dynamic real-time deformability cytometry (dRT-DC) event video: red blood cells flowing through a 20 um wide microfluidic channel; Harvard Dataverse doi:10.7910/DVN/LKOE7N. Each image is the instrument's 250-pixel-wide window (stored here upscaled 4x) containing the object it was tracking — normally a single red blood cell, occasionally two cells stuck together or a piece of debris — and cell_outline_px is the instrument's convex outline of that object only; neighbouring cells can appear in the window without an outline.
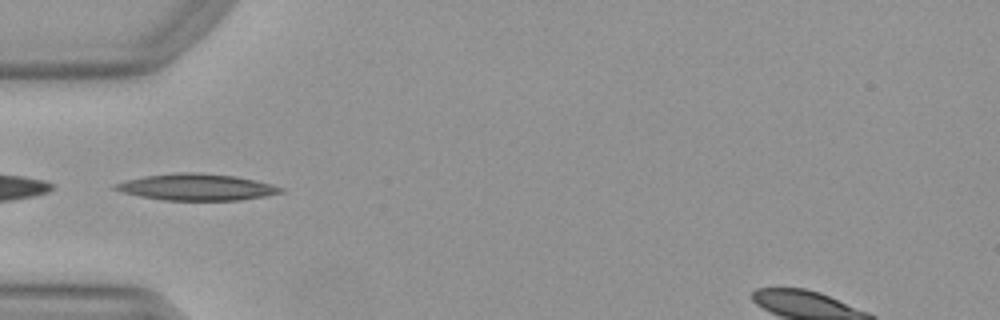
{"species": "Egyptian fruit bat (a non-hibernating species)", "species_latin": "Rousettus aegyptiacus", "temperature_condition": "warm", "stored_images_in_passage": 19, "camera_frame_rate_fps": 3000, "um_per_image_px": 0.085, "animal": {"sex": "female"}, "frame": {"image": 1, "passage_image": 1, "time_ms": 0.0, "image_size_px": [1000, 320], "cell_outline_px": [[284, 192], [264, 196], [240, 200], [164, 200], [140, 196], [124, 192], [112, 188], [116, 184], [128, 180], [144, 176], [176, 172], [196, 172], [236, 176], [256, 180], [284, 188]], "centroid_in_image_um": [16.75, 15.9], "position_along_channel_um": 68.3, "area_um2": 25.37}}
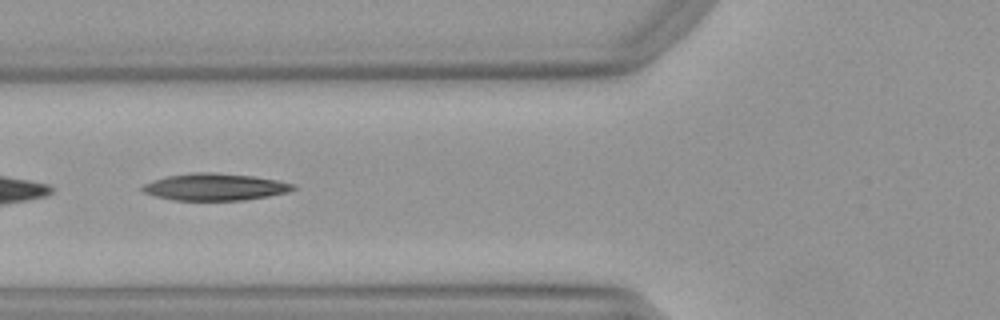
{"frame": {"image": 2, "passage_image": 4, "time_ms": 1.0, "image_size_px": [1000, 320], "cell_outline_px": [[296, 188], [288, 192], [268, 196], [244, 200], [172, 200], [156, 196], [144, 192], [140, 188], [144, 184], [152, 180], [164, 176], [192, 172], [212, 172], [252, 176], [276, 180], [292, 184]], "centroid_in_image_um": [18.22, 15.88], "position_along_channel_um": 107.6, "area_um2": 23.64}}